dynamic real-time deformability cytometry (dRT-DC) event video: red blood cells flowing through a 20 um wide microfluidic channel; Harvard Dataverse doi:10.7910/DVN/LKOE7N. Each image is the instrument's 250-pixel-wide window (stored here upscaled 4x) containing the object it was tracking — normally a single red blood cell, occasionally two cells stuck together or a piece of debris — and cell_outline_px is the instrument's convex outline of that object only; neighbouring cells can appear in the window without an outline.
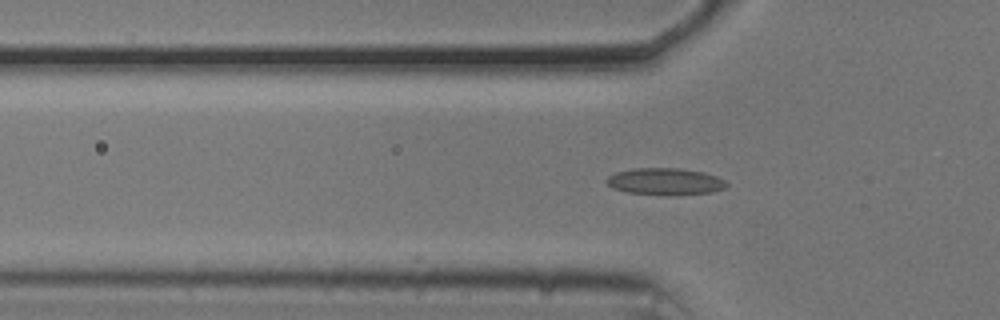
{"species": "common noctule bat (a hibernating species)", "species_latin": "Nyctalus noctula", "temperature_condition": "cold", "stored_images_in_passage": 2, "camera_frame_rate_fps": 3000, "um_per_image_px": 0.085, "animal": {"sex": "male", "body_mass_g": 20.5, "forearm_length_mm": 52.5}, "frame": {"image": 1, "passage_image": 2, "time_ms": 0.333, "image_size_px": [1000, 320], "cell_outline_px": [[728, 184], [724, 188], [712, 192], [668, 196], [628, 192], [612, 188], [608, 184], [608, 176], [616, 172], [632, 168], [680, 168], [704, 172], [716, 176], [724, 180]], "centroid_in_image_um": [56.55, 15.43], "position_along_channel_um": 69.2, "area_um2": 18.84}}